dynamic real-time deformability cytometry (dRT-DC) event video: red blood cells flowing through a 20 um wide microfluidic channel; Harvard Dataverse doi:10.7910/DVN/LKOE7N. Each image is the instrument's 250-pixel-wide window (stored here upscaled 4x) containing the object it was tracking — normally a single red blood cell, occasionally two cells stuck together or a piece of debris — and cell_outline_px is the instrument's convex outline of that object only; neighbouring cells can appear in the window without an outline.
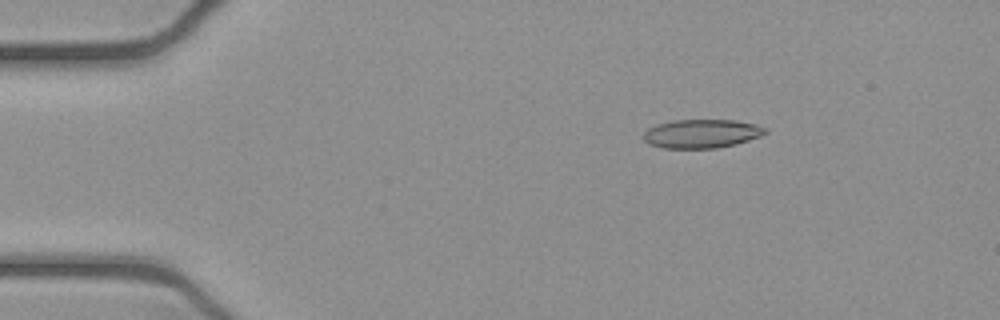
{"species": "common noctule bat (a hibernating species)", "species_latin": "Nyctalus noctula", "temperature_condition": "cold", "stored_images_in_passage": 45, "camera_frame_rate_fps": 3000, "um_per_image_px": 0.085, "animal": {"sex": "female", "body_mass_g": 21.9}, "frame": {"image": 1, "passage_image": 1, "time_ms": 0.0, "image_size_px": [1000, 320], "cell_outline_px": [[768, 132], [760, 136], [736, 144], [716, 148], [664, 148], [648, 144], [644, 140], [644, 132], [648, 128], [656, 124], [672, 120], [736, 120], [756, 124], [768, 128]], "centroid_in_image_um": [59.65, 11.35], "position_along_channel_um": 25.4, "area_um2": 20.52}}
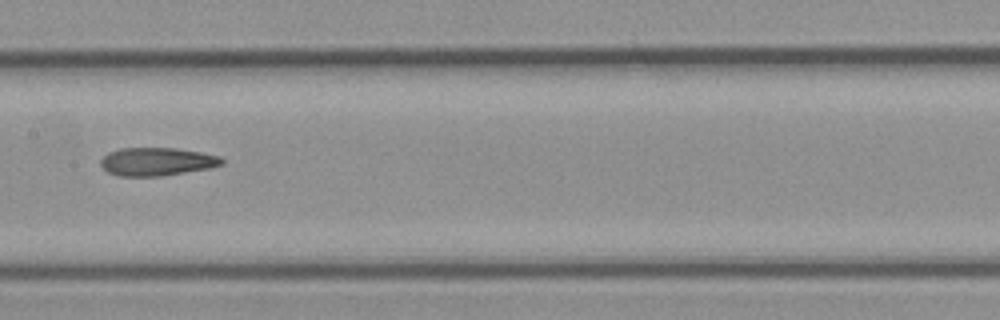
{"frame": {"image": 2, "passage_image": 19, "time_ms": 6.0, "image_size_px": [1000, 320], "cell_outline_px": [[224, 164], [212, 168], [160, 176], [120, 176], [108, 172], [100, 164], [100, 160], [108, 152], [120, 148], [176, 148], [200, 152], [220, 156], [224, 160]], "centroid_in_image_um": [13.36, 13.73], "position_along_channel_um": 194.0, "area_um2": 19.94}}
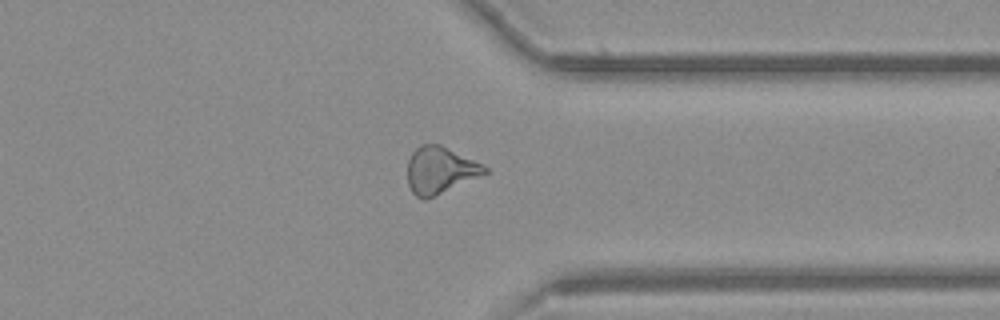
{"frame": {"image": 3, "passage_image": 33, "time_ms": 10.667, "image_size_px": [1000, 320], "cell_outline_px": [[488, 172], [424, 200], [416, 196], [412, 192], [408, 184], [408, 160], [412, 152], [420, 144], [440, 144], [488, 168]], "centroid_in_image_um": [37.35, 14.46], "position_along_channel_um": 374.1, "area_um2": 20.52}, "authors_computed_cell_mechanics": {"area_um2": 20.7502, "velocity_mm_per_s": 3.9266, "shape_relaxation_time_tau1_ms": null, "shape_relaxation_time_tau2_ms": 3.6774, "deformation_change_tau1": null, "deformation_change_tau2": 0.1394}}